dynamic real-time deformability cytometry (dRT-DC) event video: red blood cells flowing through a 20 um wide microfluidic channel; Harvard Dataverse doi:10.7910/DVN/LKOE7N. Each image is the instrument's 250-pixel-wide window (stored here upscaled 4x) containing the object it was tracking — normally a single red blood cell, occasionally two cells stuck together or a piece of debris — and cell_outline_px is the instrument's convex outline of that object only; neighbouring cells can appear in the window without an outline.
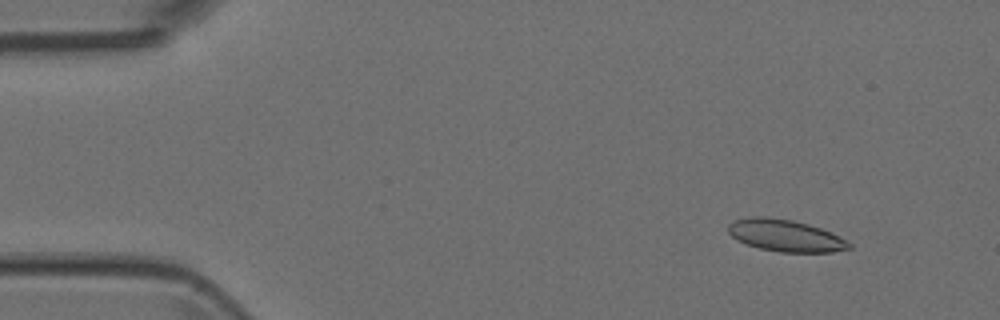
{"species": "Egyptian fruit bat (a non-hibernating species)", "species_latin": "Rousettus aegyptiacus", "temperature_condition": "room temperature", "stored_images_in_passage": 4, "camera_frame_rate_fps": 3000, "um_per_image_px": 0.085, "animal": {"sex": "female"}, "frame": {"image": 1, "passage_image": 2, "time_ms": 0.333, "image_size_px": [1000, 320], "cell_outline_px": [[852, 248], [832, 252], [780, 252], [760, 248], [736, 240], [728, 232], [728, 224], [736, 220], [752, 216], [764, 216], [792, 220], [808, 224], [820, 228], [852, 244]], "centroid_in_image_um": [66.72, 20.02], "position_along_channel_um": 18.3, "area_um2": 22.2}}